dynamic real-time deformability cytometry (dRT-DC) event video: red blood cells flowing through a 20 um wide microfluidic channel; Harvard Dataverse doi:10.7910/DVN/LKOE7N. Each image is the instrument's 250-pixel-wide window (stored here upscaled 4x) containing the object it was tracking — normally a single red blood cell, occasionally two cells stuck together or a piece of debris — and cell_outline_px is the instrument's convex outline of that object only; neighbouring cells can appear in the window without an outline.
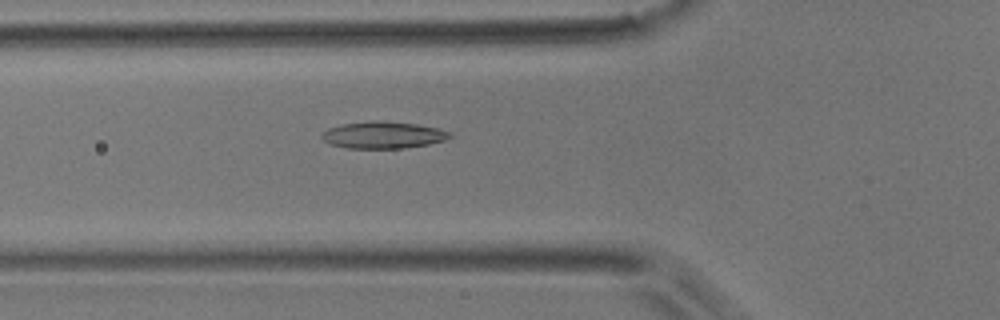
{"species": "common noctule bat (a hibernating species)", "species_latin": "Nyctalus noctula", "temperature_condition": "room temperature", "stored_images_in_passage": 48, "camera_frame_rate_fps": 3000, "um_per_image_px": 0.085, "animal": {"sex": "male", "body_mass_g": 17.9}, "frame": {"image": 1, "passage_image": 14, "time_ms": 4.333, "image_size_px": [1000, 320], "cell_outline_px": [[452, 136], [444, 140], [428, 144], [404, 148], [348, 148], [328, 144], [320, 136], [320, 132], [328, 128], [340, 124], [368, 120], [384, 120], [416, 124], [440, 128], [452, 132]], "centroid_in_image_um": [32.53, 11.45], "position_along_channel_um": 93.3, "area_um2": 20.46}}
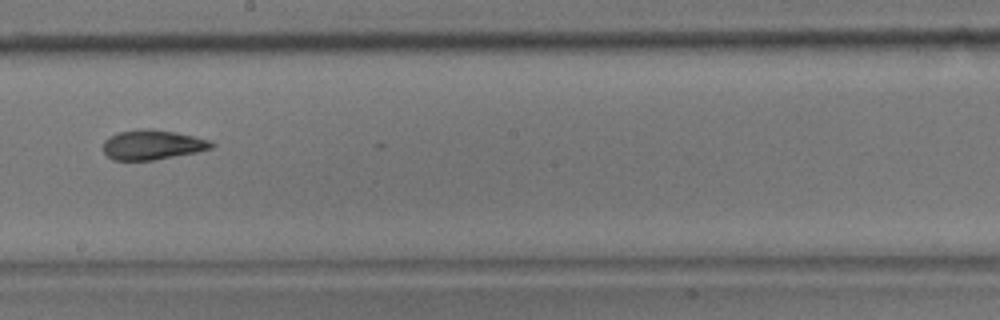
{"frame": {"image": 2, "passage_image": 25, "time_ms": 8.0, "image_size_px": [1000, 320], "cell_outline_px": [[216, 144], [212, 148], [196, 152], [152, 160], [112, 160], [104, 152], [104, 140], [108, 136], [116, 132], [140, 128], [152, 128], [176, 132], [208, 140]], "centroid_in_image_um": [12.91, 12.29], "position_along_channel_um": 235.3, "area_um2": 18.84}}
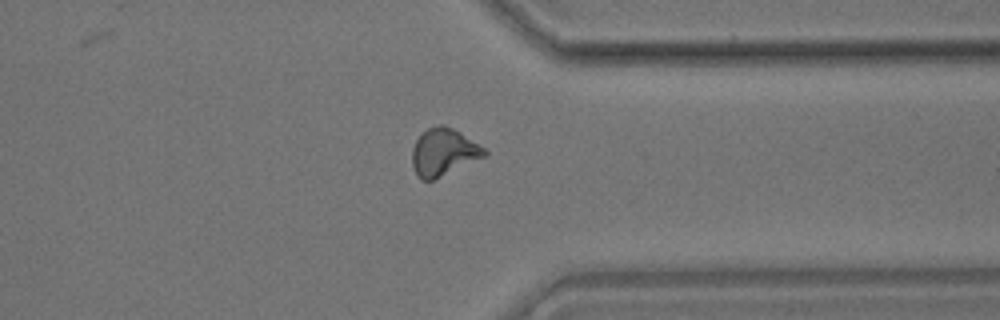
{"frame": {"image": 3, "passage_image": 36, "time_ms": 11.667, "image_size_px": [1000, 320], "cell_outline_px": [[488, 152], [484, 156], [432, 180], [420, 180], [412, 168], [412, 148], [416, 140], [428, 128], [440, 124], [444, 124], [460, 132], [484, 148]], "centroid_in_image_um": [37.66, 12.93], "position_along_channel_um": 373.7, "area_um2": 19.54}, "authors_computed_cell_mechanics": {"area_um2": 19.5075, "velocity_mm_per_s": 3.8581, "shape_relaxation_time_tau1_ms": 7.2277, "shape_relaxation_time_tau2_ms": 1.3861, "deformation_change_tau1": 0.1956, "deformation_change_tau2": 0.0816}}